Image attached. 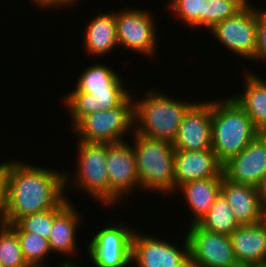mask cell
Instances as JSON below:
<instances>
[{
	"instance_id": "obj_1",
	"label": "cell",
	"mask_w": 266,
	"mask_h": 267,
	"mask_svg": "<svg viewBox=\"0 0 266 267\" xmlns=\"http://www.w3.org/2000/svg\"><path fill=\"white\" fill-rule=\"evenodd\" d=\"M18 159L6 161L7 194L3 224L56 208L65 195V171L37 167Z\"/></svg>"
},
{
	"instance_id": "obj_2",
	"label": "cell",
	"mask_w": 266,
	"mask_h": 267,
	"mask_svg": "<svg viewBox=\"0 0 266 267\" xmlns=\"http://www.w3.org/2000/svg\"><path fill=\"white\" fill-rule=\"evenodd\" d=\"M146 92L142 99H136L132 95L134 131L145 137L172 143L184 114L196 100L181 101L153 88Z\"/></svg>"
},
{
	"instance_id": "obj_3",
	"label": "cell",
	"mask_w": 266,
	"mask_h": 267,
	"mask_svg": "<svg viewBox=\"0 0 266 267\" xmlns=\"http://www.w3.org/2000/svg\"><path fill=\"white\" fill-rule=\"evenodd\" d=\"M259 134L231 95L212 100L211 148L222 164L240 153Z\"/></svg>"
},
{
	"instance_id": "obj_4",
	"label": "cell",
	"mask_w": 266,
	"mask_h": 267,
	"mask_svg": "<svg viewBox=\"0 0 266 267\" xmlns=\"http://www.w3.org/2000/svg\"><path fill=\"white\" fill-rule=\"evenodd\" d=\"M131 140L136 156L139 188L174 197V147L166 140L153 139L137 134ZM167 194V195H166ZM169 195V196H168Z\"/></svg>"
},
{
	"instance_id": "obj_5",
	"label": "cell",
	"mask_w": 266,
	"mask_h": 267,
	"mask_svg": "<svg viewBox=\"0 0 266 267\" xmlns=\"http://www.w3.org/2000/svg\"><path fill=\"white\" fill-rule=\"evenodd\" d=\"M77 143V166L74 165L76 168L72 176L70 172H65V190L67 185L72 184L73 188L80 189L83 194L88 193L99 205L109 207V178L105 166L107 143L79 140Z\"/></svg>"
},
{
	"instance_id": "obj_6",
	"label": "cell",
	"mask_w": 266,
	"mask_h": 267,
	"mask_svg": "<svg viewBox=\"0 0 266 267\" xmlns=\"http://www.w3.org/2000/svg\"><path fill=\"white\" fill-rule=\"evenodd\" d=\"M77 140L97 143H121L134 130L133 98L130 94L119 106L83 117L73 128Z\"/></svg>"
},
{
	"instance_id": "obj_7",
	"label": "cell",
	"mask_w": 266,
	"mask_h": 267,
	"mask_svg": "<svg viewBox=\"0 0 266 267\" xmlns=\"http://www.w3.org/2000/svg\"><path fill=\"white\" fill-rule=\"evenodd\" d=\"M250 2L235 15L207 30L220 44L226 46L225 49L247 61L255 59L257 46V8Z\"/></svg>"
},
{
	"instance_id": "obj_8",
	"label": "cell",
	"mask_w": 266,
	"mask_h": 267,
	"mask_svg": "<svg viewBox=\"0 0 266 267\" xmlns=\"http://www.w3.org/2000/svg\"><path fill=\"white\" fill-rule=\"evenodd\" d=\"M114 222L101 227L92 236L87 245L93 267H130L132 237L135 228L127 224Z\"/></svg>"
},
{
	"instance_id": "obj_9",
	"label": "cell",
	"mask_w": 266,
	"mask_h": 267,
	"mask_svg": "<svg viewBox=\"0 0 266 267\" xmlns=\"http://www.w3.org/2000/svg\"><path fill=\"white\" fill-rule=\"evenodd\" d=\"M186 229L190 267H240L230 235L211 232L198 223Z\"/></svg>"
},
{
	"instance_id": "obj_10",
	"label": "cell",
	"mask_w": 266,
	"mask_h": 267,
	"mask_svg": "<svg viewBox=\"0 0 266 267\" xmlns=\"http://www.w3.org/2000/svg\"><path fill=\"white\" fill-rule=\"evenodd\" d=\"M133 8L116 12L118 46L145 57L155 56L158 43L155 16L147 9Z\"/></svg>"
},
{
	"instance_id": "obj_11",
	"label": "cell",
	"mask_w": 266,
	"mask_h": 267,
	"mask_svg": "<svg viewBox=\"0 0 266 267\" xmlns=\"http://www.w3.org/2000/svg\"><path fill=\"white\" fill-rule=\"evenodd\" d=\"M139 230L133 233L131 264L135 267H190L189 244L185 238L180 248L177 244L166 242ZM177 246V247H176Z\"/></svg>"
},
{
	"instance_id": "obj_12",
	"label": "cell",
	"mask_w": 266,
	"mask_h": 267,
	"mask_svg": "<svg viewBox=\"0 0 266 267\" xmlns=\"http://www.w3.org/2000/svg\"><path fill=\"white\" fill-rule=\"evenodd\" d=\"M105 166L109 178V207H114L117 203L121 205V200L132 196V191H139L136 156L132 144L126 141L107 144Z\"/></svg>"
},
{
	"instance_id": "obj_13",
	"label": "cell",
	"mask_w": 266,
	"mask_h": 267,
	"mask_svg": "<svg viewBox=\"0 0 266 267\" xmlns=\"http://www.w3.org/2000/svg\"><path fill=\"white\" fill-rule=\"evenodd\" d=\"M223 176L236 183L257 187L266 176V136L260 133L240 153L223 164Z\"/></svg>"
},
{
	"instance_id": "obj_14",
	"label": "cell",
	"mask_w": 266,
	"mask_h": 267,
	"mask_svg": "<svg viewBox=\"0 0 266 267\" xmlns=\"http://www.w3.org/2000/svg\"><path fill=\"white\" fill-rule=\"evenodd\" d=\"M212 100L196 101L184 114L175 140V150L211 148Z\"/></svg>"
},
{
	"instance_id": "obj_15",
	"label": "cell",
	"mask_w": 266,
	"mask_h": 267,
	"mask_svg": "<svg viewBox=\"0 0 266 267\" xmlns=\"http://www.w3.org/2000/svg\"><path fill=\"white\" fill-rule=\"evenodd\" d=\"M121 76L107 90H93L91 93L68 92L64 96V104L69 112L70 123L73 128L86 115L112 109L119 106L131 93Z\"/></svg>"
},
{
	"instance_id": "obj_16",
	"label": "cell",
	"mask_w": 266,
	"mask_h": 267,
	"mask_svg": "<svg viewBox=\"0 0 266 267\" xmlns=\"http://www.w3.org/2000/svg\"><path fill=\"white\" fill-rule=\"evenodd\" d=\"M223 164L217 159L212 148L200 151H174V195L183 184L198 180L219 177Z\"/></svg>"
},
{
	"instance_id": "obj_17",
	"label": "cell",
	"mask_w": 266,
	"mask_h": 267,
	"mask_svg": "<svg viewBox=\"0 0 266 267\" xmlns=\"http://www.w3.org/2000/svg\"><path fill=\"white\" fill-rule=\"evenodd\" d=\"M220 194L225 198L240 225L255 224L263 220L264 209L257 187L232 182L222 177Z\"/></svg>"
},
{
	"instance_id": "obj_18",
	"label": "cell",
	"mask_w": 266,
	"mask_h": 267,
	"mask_svg": "<svg viewBox=\"0 0 266 267\" xmlns=\"http://www.w3.org/2000/svg\"><path fill=\"white\" fill-rule=\"evenodd\" d=\"M230 238L240 267L266 260V223L264 220L238 226Z\"/></svg>"
},
{
	"instance_id": "obj_19",
	"label": "cell",
	"mask_w": 266,
	"mask_h": 267,
	"mask_svg": "<svg viewBox=\"0 0 266 267\" xmlns=\"http://www.w3.org/2000/svg\"><path fill=\"white\" fill-rule=\"evenodd\" d=\"M83 46L85 54L99 57L114 51L118 47L116 31V11L98 13L84 27Z\"/></svg>"
},
{
	"instance_id": "obj_20",
	"label": "cell",
	"mask_w": 266,
	"mask_h": 267,
	"mask_svg": "<svg viewBox=\"0 0 266 267\" xmlns=\"http://www.w3.org/2000/svg\"><path fill=\"white\" fill-rule=\"evenodd\" d=\"M81 217L80 212L70 202L54 219L48 241L52 253L67 255L64 262H71L68 256L77 255L79 244L76 241H78L77 232L82 221Z\"/></svg>"
},
{
	"instance_id": "obj_21",
	"label": "cell",
	"mask_w": 266,
	"mask_h": 267,
	"mask_svg": "<svg viewBox=\"0 0 266 267\" xmlns=\"http://www.w3.org/2000/svg\"><path fill=\"white\" fill-rule=\"evenodd\" d=\"M247 70L243 75L244 89L231 97L246 112L254 127L262 134L266 132V80Z\"/></svg>"
},
{
	"instance_id": "obj_22",
	"label": "cell",
	"mask_w": 266,
	"mask_h": 267,
	"mask_svg": "<svg viewBox=\"0 0 266 267\" xmlns=\"http://www.w3.org/2000/svg\"><path fill=\"white\" fill-rule=\"evenodd\" d=\"M222 177L223 173L219 177L190 181L176 190L181 192L191 210L189 225L197 224L208 213L220 195Z\"/></svg>"
},
{
	"instance_id": "obj_23",
	"label": "cell",
	"mask_w": 266,
	"mask_h": 267,
	"mask_svg": "<svg viewBox=\"0 0 266 267\" xmlns=\"http://www.w3.org/2000/svg\"><path fill=\"white\" fill-rule=\"evenodd\" d=\"M83 70L77 77L76 88L69 92L91 93L93 90H107L120 77L116 69L105 66L101 62L94 63Z\"/></svg>"
},
{
	"instance_id": "obj_24",
	"label": "cell",
	"mask_w": 266,
	"mask_h": 267,
	"mask_svg": "<svg viewBox=\"0 0 266 267\" xmlns=\"http://www.w3.org/2000/svg\"><path fill=\"white\" fill-rule=\"evenodd\" d=\"M198 224L211 232L230 235L240 224L235 219L231 207L225 198L220 194L208 213L198 222Z\"/></svg>"
},
{
	"instance_id": "obj_25",
	"label": "cell",
	"mask_w": 266,
	"mask_h": 267,
	"mask_svg": "<svg viewBox=\"0 0 266 267\" xmlns=\"http://www.w3.org/2000/svg\"><path fill=\"white\" fill-rule=\"evenodd\" d=\"M71 202L66 197L56 208L30 214L9 225L15 232L35 233L48 240L55 217Z\"/></svg>"
},
{
	"instance_id": "obj_26",
	"label": "cell",
	"mask_w": 266,
	"mask_h": 267,
	"mask_svg": "<svg viewBox=\"0 0 266 267\" xmlns=\"http://www.w3.org/2000/svg\"><path fill=\"white\" fill-rule=\"evenodd\" d=\"M0 263L3 267H31L25 260L18 234L0 224Z\"/></svg>"
},
{
	"instance_id": "obj_27",
	"label": "cell",
	"mask_w": 266,
	"mask_h": 267,
	"mask_svg": "<svg viewBox=\"0 0 266 267\" xmlns=\"http://www.w3.org/2000/svg\"><path fill=\"white\" fill-rule=\"evenodd\" d=\"M16 233L26 262L31 267H47L45 259L51 254L49 241L35 233Z\"/></svg>"
},
{
	"instance_id": "obj_28",
	"label": "cell",
	"mask_w": 266,
	"mask_h": 267,
	"mask_svg": "<svg viewBox=\"0 0 266 267\" xmlns=\"http://www.w3.org/2000/svg\"><path fill=\"white\" fill-rule=\"evenodd\" d=\"M167 4V10L187 27L204 28V0H170Z\"/></svg>"
},
{
	"instance_id": "obj_29",
	"label": "cell",
	"mask_w": 266,
	"mask_h": 267,
	"mask_svg": "<svg viewBox=\"0 0 266 267\" xmlns=\"http://www.w3.org/2000/svg\"><path fill=\"white\" fill-rule=\"evenodd\" d=\"M248 0H204V27L211 29L215 24L235 15Z\"/></svg>"
},
{
	"instance_id": "obj_30",
	"label": "cell",
	"mask_w": 266,
	"mask_h": 267,
	"mask_svg": "<svg viewBox=\"0 0 266 267\" xmlns=\"http://www.w3.org/2000/svg\"><path fill=\"white\" fill-rule=\"evenodd\" d=\"M253 61L266 64V9L257 6V46Z\"/></svg>"
},
{
	"instance_id": "obj_31",
	"label": "cell",
	"mask_w": 266,
	"mask_h": 267,
	"mask_svg": "<svg viewBox=\"0 0 266 267\" xmlns=\"http://www.w3.org/2000/svg\"><path fill=\"white\" fill-rule=\"evenodd\" d=\"M7 174L6 161L0 163V224H3L6 213Z\"/></svg>"
},
{
	"instance_id": "obj_32",
	"label": "cell",
	"mask_w": 266,
	"mask_h": 267,
	"mask_svg": "<svg viewBox=\"0 0 266 267\" xmlns=\"http://www.w3.org/2000/svg\"><path fill=\"white\" fill-rule=\"evenodd\" d=\"M260 203L264 210H266V176L260 181L257 186Z\"/></svg>"
},
{
	"instance_id": "obj_33",
	"label": "cell",
	"mask_w": 266,
	"mask_h": 267,
	"mask_svg": "<svg viewBox=\"0 0 266 267\" xmlns=\"http://www.w3.org/2000/svg\"><path fill=\"white\" fill-rule=\"evenodd\" d=\"M78 1L81 0H53V9H60V7H62L61 9H63V7L67 8V7H72L73 5L75 6Z\"/></svg>"
},
{
	"instance_id": "obj_34",
	"label": "cell",
	"mask_w": 266,
	"mask_h": 267,
	"mask_svg": "<svg viewBox=\"0 0 266 267\" xmlns=\"http://www.w3.org/2000/svg\"><path fill=\"white\" fill-rule=\"evenodd\" d=\"M32 5H36L39 9H47L48 7L53 9V0H31Z\"/></svg>"
},
{
	"instance_id": "obj_35",
	"label": "cell",
	"mask_w": 266,
	"mask_h": 267,
	"mask_svg": "<svg viewBox=\"0 0 266 267\" xmlns=\"http://www.w3.org/2000/svg\"><path fill=\"white\" fill-rule=\"evenodd\" d=\"M244 267H266V260L265 261H260V262H257V263H251V264H248Z\"/></svg>"
},
{
	"instance_id": "obj_36",
	"label": "cell",
	"mask_w": 266,
	"mask_h": 267,
	"mask_svg": "<svg viewBox=\"0 0 266 267\" xmlns=\"http://www.w3.org/2000/svg\"><path fill=\"white\" fill-rule=\"evenodd\" d=\"M59 267H80L78 266L76 263H73V262H62L60 263V266Z\"/></svg>"
},
{
	"instance_id": "obj_37",
	"label": "cell",
	"mask_w": 266,
	"mask_h": 267,
	"mask_svg": "<svg viewBox=\"0 0 266 267\" xmlns=\"http://www.w3.org/2000/svg\"><path fill=\"white\" fill-rule=\"evenodd\" d=\"M263 220H264L265 223H266V210L264 211V218H263Z\"/></svg>"
}]
</instances>
